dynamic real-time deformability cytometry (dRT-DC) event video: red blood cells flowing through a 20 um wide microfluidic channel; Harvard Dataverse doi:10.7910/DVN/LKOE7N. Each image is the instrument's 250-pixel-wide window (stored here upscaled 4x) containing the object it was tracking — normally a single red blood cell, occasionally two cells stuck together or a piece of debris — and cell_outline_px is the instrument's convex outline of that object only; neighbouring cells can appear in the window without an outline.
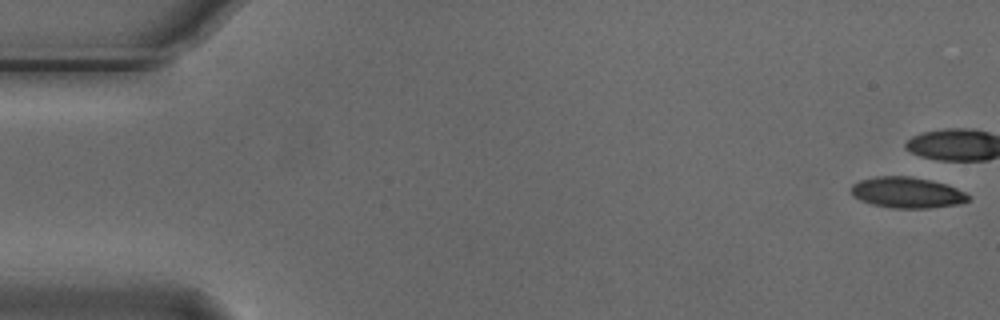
{"species": "Egyptian fruit bat (a non-hibernating species)", "species_latin": "Rousettus aegyptiacus", "temperature_condition": "cold", "stored_images_in_passage": 5, "camera_frame_rate_fps": 3000, "um_per_image_px": 0.085, "animal": {"sex": "male"}, "frame": {"image": 1, "passage_image": 1, "time_ms": 0.0, "image_size_px": [1000, 320], "cell_outline_px": [[972, 196], [968, 200], [956, 204], [928, 208], [892, 208], [872, 204], [860, 200], [852, 196], [852, 184], [860, 180], [876, 176], [912, 176], [944, 184], [956, 188]], "centroid_in_image_um": [77.07, 16.37], "position_along_channel_um": 7.9, "area_um2": 20.92}}